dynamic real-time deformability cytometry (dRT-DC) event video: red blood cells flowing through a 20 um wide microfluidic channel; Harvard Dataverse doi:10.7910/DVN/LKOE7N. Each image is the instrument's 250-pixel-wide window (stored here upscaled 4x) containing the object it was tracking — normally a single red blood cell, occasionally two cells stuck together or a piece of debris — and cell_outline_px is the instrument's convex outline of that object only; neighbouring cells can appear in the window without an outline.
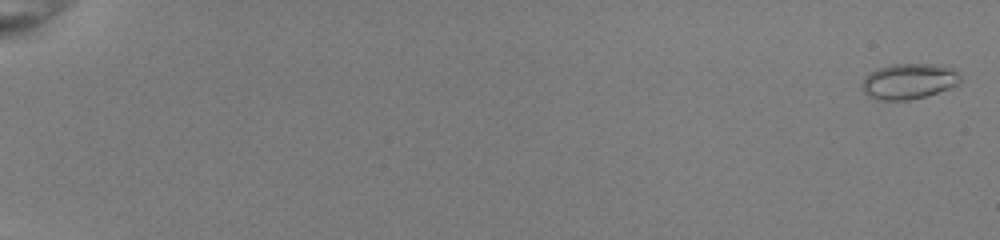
{"species": "common noctule bat (a hibernating species)", "species_latin": "Nyctalus noctula", "temperature_condition": "room temperature", "stored_images_in_passage": 54, "camera_frame_rate_fps": 3000, "um_per_image_px": 0.085, "animal": {"sex": "female", "body_mass_g": 22.0, "forearm_length_mm": 56.7}, "frame": {"image": 1, "passage_image": 2, "time_ms": 0.333, "image_size_px": [1000, 240], "cell_outline_px": [[960, 84], [924, 96], [908, 100], [876, 100], [868, 96], [864, 92], [860, 84], [864, 76], [868, 72], [876, 68], [888, 64], [944, 64], [952, 68], [960, 76]], "centroid_in_image_um": [77.19, 6.89], "position_along_channel_um": 7.8, "area_um2": 20.69}}
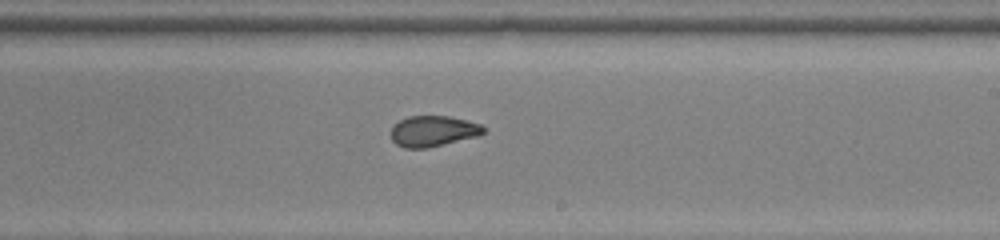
{"frame": {"image": 2, "passage_image": 36, "time_ms": 11.667, "image_size_px": [1000, 240], "cell_outline_px": [[484, 132], [480, 136], [424, 148], [404, 148], [396, 144], [392, 140], [392, 124], [408, 116], [448, 116], [480, 124], [484, 128]], "centroid_in_image_um": [36.79, 11.14], "position_along_channel_um": 252.2, "area_um2": 16.47}}
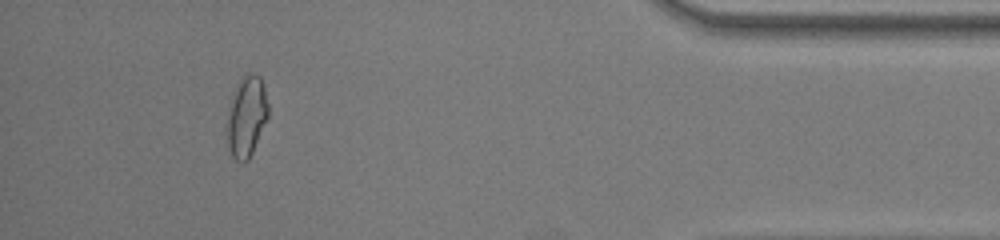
{"frame": {"image": 3, "passage_image": 51, "time_ms": 16.667, "image_size_px": [1000, 240], "cell_outline_px": [[268, 116], [252, 152], [248, 160], [244, 164], [236, 160], [232, 156], [228, 148], [228, 112], [236, 84], [244, 72], [252, 72], [260, 76], [264, 88], [268, 104]], "centroid_in_image_um": [20.96, 9.86], "position_along_channel_um": 414.2, "area_um2": 19.25}, "authors_computed_cell_mechanics": {"area_um2": 18.0336, "velocity_mm_per_s": 4.0265, "shape_relaxation_time_tau1_ms": 9.3319, "shape_relaxation_time_tau2_ms": 1.3451, "deformation_change_tau1": 0.2306, "deformation_change_tau2": 0.0684}}